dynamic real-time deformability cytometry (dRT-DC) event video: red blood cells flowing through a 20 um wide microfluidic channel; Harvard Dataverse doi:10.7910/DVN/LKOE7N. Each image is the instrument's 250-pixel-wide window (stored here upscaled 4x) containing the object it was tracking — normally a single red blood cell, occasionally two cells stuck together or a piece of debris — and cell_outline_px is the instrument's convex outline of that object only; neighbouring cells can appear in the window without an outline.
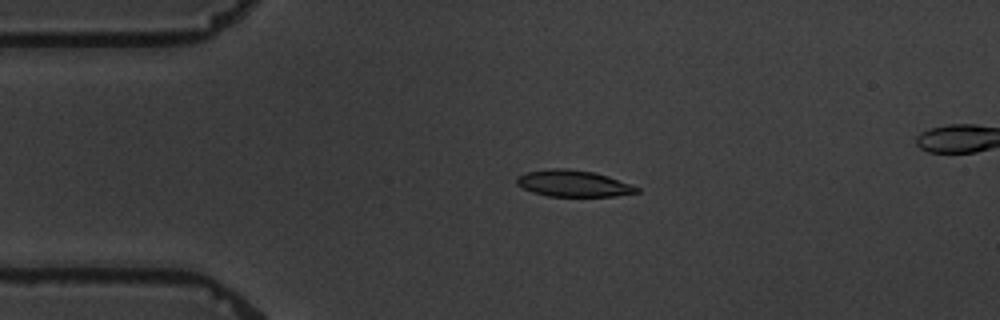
{"species": "common noctule bat (a hibernating species)", "species_latin": "Nyctalus noctula", "temperature_condition": "warm", "stored_images_in_passage": 3, "segment_of_instrument_passage": [1, 2], "camera_frame_rate_fps": 3000, "um_per_image_px": 0.085, "animal": {"sex": "male", "body_mass_g": 19.5, "forearm_length_mm": 54.6}, "frame": {"image": 1, "passage_image": 1, "time_ms": 0.0, "image_size_px": [1000, 320], "cell_outline_px": [[640, 192], [616, 196], [548, 196], [532, 192], [516, 184], [516, 176], [528, 172], [552, 168], [568, 168], [596, 172], [608, 176], [640, 188]], "centroid_in_image_um": [48.73, 15.59], "position_along_channel_um": 36.3, "area_um2": 18.55}}